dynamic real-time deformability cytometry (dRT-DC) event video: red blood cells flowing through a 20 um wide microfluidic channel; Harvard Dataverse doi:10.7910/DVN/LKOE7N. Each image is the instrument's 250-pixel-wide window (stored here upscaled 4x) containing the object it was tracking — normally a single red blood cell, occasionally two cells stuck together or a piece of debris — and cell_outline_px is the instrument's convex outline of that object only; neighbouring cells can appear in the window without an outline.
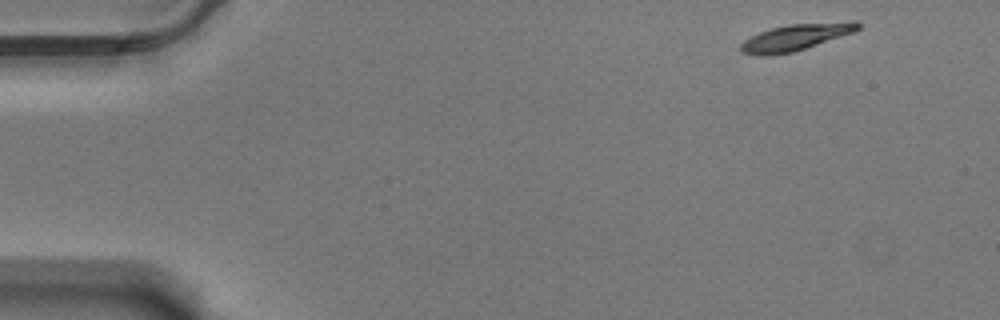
{"species": "Egyptian fruit bat (a non-hibernating species)", "species_latin": "Rousettus aegyptiacus", "temperature_condition": "warm", "stored_images_in_passage": 54, "camera_frame_rate_fps": 3000, "um_per_image_px": 0.085, "animal": {"sex": "male"}, "frame": {"image": 1, "passage_image": 1, "time_ms": 0.0, "image_size_px": [1000, 320], "cell_outline_px": [[860, 28], [852, 32], [792, 52], [768, 56], [756, 56], [740, 52], [740, 44], [744, 40], [760, 32], [772, 28], [788, 24], [852, 20], [856, 20], [860, 24]], "centroid_in_image_um": [67.61, 3.15], "position_along_channel_um": 17.4, "area_um2": 18.03}}
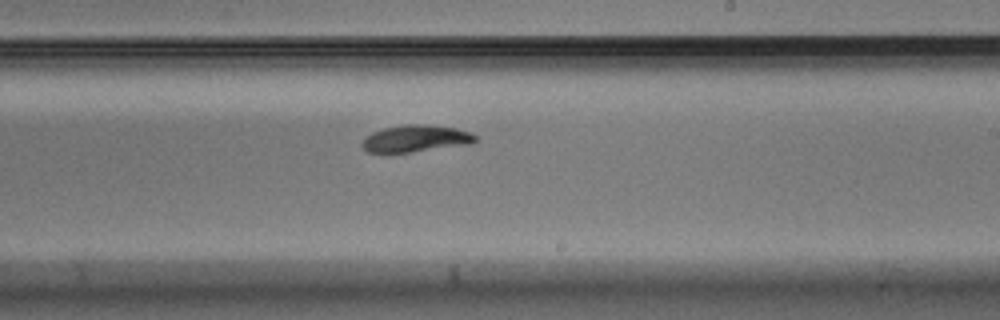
{"frame": {"image": 2, "passage_image": 31, "time_ms": 10.0, "image_size_px": [1000, 320], "cell_outline_px": [[476, 140], [472, 144], [412, 152], [368, 152], [360, 144], [372, 132], [384, 128], [404, 124], [424, 124], [456, 128], [468, 132], [476, 136]], "centroid_in_image_um": [35.35, 11.77], "position_along_channel_um": 253.6, "area_um2": 17.63}}
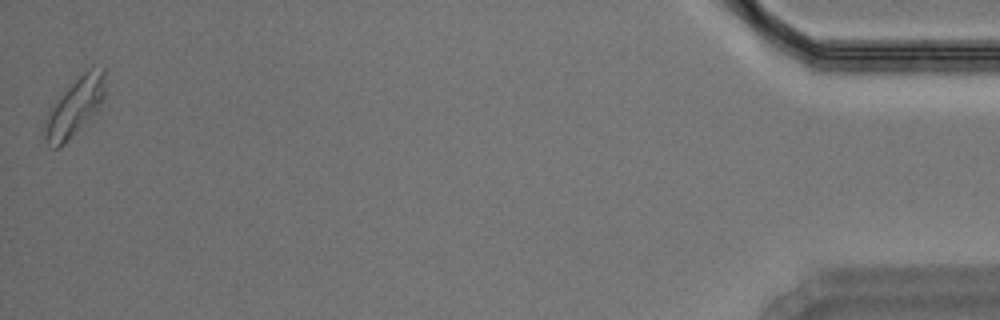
{"frame": {"image": 3, "passage_image": 54, "time_ms": 17.667, "image_size_px": [1000, 320], "cell_outline_px": [[108, 72], [104, 96], [96, 112], [60, 148], [52, 148], [48, 144], [40, 128], [48, 108], [92, 64], [104, 64]], "centroid_in_image_um": [6.37, 9.04], "position_along_channel_um": 428.8, "area_um2": 21.21}, "authors_computed_cell_mechanics": {"area_um2": 18.0625, "velocity_mm_per_s": 3.4571, "shape_relaxation_time_tau1_ms": 2.3124, "shape_relaxation_time_tau2_ms": 3.8489, "deformation_change_tau1": 0.1483, "deformation_change_tau2": 0.0865}}